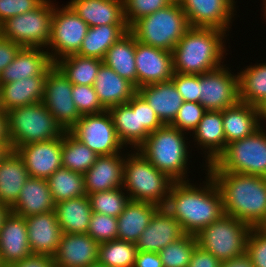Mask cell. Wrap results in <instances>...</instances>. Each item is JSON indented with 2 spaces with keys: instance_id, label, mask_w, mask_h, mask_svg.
<instances>
[{
  "instance_id": "6da1fadb",
  "label": "cell",
  "mask_w": 266,
  "mask_h": 267,
  "mask_svg": "<svg viewBox=\"0 0 266 267\" xmlns=\"http://www.w3.org/2000/svg\"><path fill=\"white\" fill-rule=\"evenodd\" d=\"M206 174L202 187L189 180L174 182L163 206L186 234L196 235L224 215L221 192L212 176Z\"/></svg>"
},
{
  "instance_id": "7a4b0ae2",
  "label": "cell",
  "mask_w": 266,
  "mask_h": 267,
  "mask_svg": "<svg viewBox=\"0 0 266 267\" xmlns=\"http://www.w3.org/2000/svg\"><path fill=\"white\" fill-rule=\"evenodd\" d=\"M222 195L224 214L259 227L266 219V177L208 172Z\"/></svg>"
},
{
  "instance_id": "3957f363",
  "label": "cell",
  "mask_w": 266,
  "mask_h": 267,
  "mask_svg": "<svg viewBox=\"0 0 266 267\" xmlns=\"http://www.w3.org/2000/svg\"><path fill=\"white\" fill-rule=\"evenodd\" d=\"M225 36L220 29L190 27L172 50L174 72L201 75L222 66Z\"/></svg>"
},
{
  "instance_id": "277c9868",
  "label": "cell",
  "mask_w": 266,
  "mask_h": 267,
  "mask_svg": "<svg viewBox=\"0 0 266 267\" xmlns=\"http://www.w3.org/2000/svg\"><path fill=\"white\" fill-rule=\"evenodd\" d=\"M184 134L187 135L171 125H163L151 132L136 150L173 181H188L187 163L190 154L189 143L185 141L188 139Z\"/></svg>"
},
{
  "instance_id": "5b68a950",
  "label": "cell",
  "mask_w": 266,
  "mask_h": 267,
  "mask_svg": "<svg viewBox=\"0 0 266 267\" xmlns=\"http://www.w3.org/2000/svg\"><path fill=\"white\" fill-rule=\"evenodd\" d=\"M174 182L137 150L125 154L122 188L130 200L163 207Z\"/></svg>"
},
{
  "instance_id": "8992f818",
  "label": "cell",
  "mask_w": 266,
  "mask_h": 267,
  "mask_svg": "<svg viewBox=\"0 0 266 267\" xmlns=\"http://www.w3.org/2000/svg\"><path fill=\"white\" fill-rule=\"evenodd\" d=\"M189 28L185 12L174 0L167 7L137 20L129 31L142 44L172 52Z\"/></svg>"
},
{
  "instance_id": "52a82bcc",
  "label": "cell",
  "mask_w": 266,
  "mask_h": 267,
  "mask_svg": "<svg viewBox=\"0 0 266 267\" xmlns=\"http://www.w3.org/2000/svg\"><path fill=\"white\" fill-rule=\"evenodd\" d=\"M7 123L11 150L25 144L61 138L65 133L43 102L9 110Z\"/></svg>"
},
{
  "instance_id": "ba28073f",
  "label": "cell",
  "mask_w": 266,
  "mask_h": 267,
  "mask_svg": "<svg viewBox=\"0 0 266 267\" xmlns=\"http://www.w3.org/2000/svg\"><path fill=\"white\" fill-rule=\"evenodd\" d=\"M261 126L252 135L226 145L206 172H233L266 177V130Z\"/></svg>"
},
{
  "instance_id": "9c48e42d",
  "label": "cell",
  "mask_w": 266,
  "mask_h": 267,
  "mask_svg": "<svg viewBox=\"0 0 266 267\" xmlns=\"http://www.w3.org/2000/svg\"><path fill=\"white\" fill-rule=\"evenodd\" d=\"M252 227L224 214L196 234L198 245L221 262L246 253V241Z\"/></svg>"
},
{
  "instance_id": "30bf717a",
  "label": "cell",
  "mask_w": 266,
  "mask_h": 267,
  "mask_svg": "<svg viewBox=\"0 0 266 267\" xmlns=\"http://www.w3.org/2000/svg\"><path fill=\"white\" fill-rule=\"evenodd\" d=\"M55 3L45 0L32 11L8 18L0 25L1 36L21 47L47 48Z\"/></svg>"
},
{
  "instance_id": "8fae6325",
  "label": "cell",
  "mask_w": 266,
  "mask_h": 267,
  "mask_svg": "<svg viewBox=\"0 0 266 267\" xmlns=\"http://www.w3.org/2000/svg\"><path fill=\"white\" fill-rule=\"evenodd\" d=\"M88 29L89 25L68 3L66 6H62V8L55 6L50 40L46 49L52 63L54 64L66 56L77 54L83 39L87 35Z\"/></svg>"
},
{
  "instance_id": "7c38bea8",
  "label": "cell",
  "mask_w": 266,
  "mask_h": 267,
  "mask_svg": "<svg viewBox=\"0 0 266 267\" xmlns=\"http://www.w3.org/2000/svg\"><path fill=\"white\" fill-rule=\"evenodd\" d=\"M69 132L98 156L122 153L123 143L118 138L107 110L82 115Z\"/></svg>"
},
{
  "instance_id": "4fadbf2b",
  "label": "cell",
  "mask_w": 266,
  "mask_h": 267,
  "mask_svg": "<svg viewBox=\"0 0 266 267\" xmlns=\"http://www.w3.org/2000/svg\"><path fill=\"white\" fill-rule=\"evenodd\" d=\"M73 84L54 65L47 73L43 103L64 131L81 118L72 98Z\"/></svg>"
},
{
  "instance_id": "5bb4252c",
  "label": "cell",
  "mask_w": 266,
  "mask_h": 267,
  "mask_svg": "<svg viewBox=\"0 0 266 267\" xmlns=\"http://www.w3.org/2000/svg\"><path fill=\"white\" fill-rule=\"evenodd\" d=\"M226 64L200 75V104L207 111H222L239 101L238 72Z\"/></svg>"
},
{
  "instance_id": "9a60e30c",
  "label": "cell",
  "mask_w": 266,
  "mask_h": 267,
  "mask_svg": "<svg viewBox=\"0 0 266 267\" xmlns=\"http://www.w3.org/2000/svg\"><path fill=\"white\" fill-rule=\"evenodd\" d=\"M190 27L215 28L229 32L234 14L235 0H177ZM230 26V27H229Z\"/></svg>"
},
{
  "instance_id": "2e32d148",
  "label": "cell",
  "mask_w": 266,
  "mask_h": 267,
  "mask_svg": "<svg viewBox=\"0 0 266 267\" xmlns=\"http://www.w3.org/2000/svg\"><path fill=\"white\" fill-rule=\"evenodd\" d=\"M135 63L137 89L150 84L171 80L174 75L172 52L148 46L136 40Z\"/></svg>"
},
{
  "instance_id": "e0dca14e",
  "label": "cell",
  "mask_w": 266,
  "mask_h": 267,
  "mask_svg": "<svg viewBox=\"0 0 266 267\" xmlns=\"http://www.w3.org/2000/svg\"><path fill=\"white\" fill-rule=\"evenodd\" d=\"M29 177L48 179L62 167V137L18 146Z\"/></svg>"
},
{
  "instance_id": "ac0fdd59",
  "label": "cell",
  "mask_w": 266,
  "mask_h": 267,
  "mask_svg": "<svg viewBox=\"0 0 266 267\" xmlns=\"http://www.w3.org/2000/svg\"><path fill=\"white\" fill-rule=\"evenodd\" d=\"M99 243L88 234L62 233L55 254L56 267H87L98 264Z\"/></svg>"
},
{
  "instance_id": "d6986e66",
  "label": "cell",
  "mask_w": 266,
  "mask_h": 267,
  "mask_svg": "<svg viewBox=\"0 0 266 267\" xmlns=\"http://www.w3.org/2000/svg\"><path fill=\"white\" fill-rule=\"evenodd\" d=\"M31 255L25 218L10 211L0 230V264L8 266Z\"/></svg>"
},
{
  "instance_id": "ffe728a7",
  "label": "cell",
  "mask_w": 266,
  "mask_h": 267,
  "mask_svg": "<svg viewBox=\"0 0 266 267\" xmlns=\"http://www.w3.org/2000/svg\"><path fill=\"white\" fill-rule=\"evenodd\" d=\"M185 234L181 224L164 207H160L137 239L135 246L138 251L158 253Z\"/></svg>"
},
{
  "instance_id": "44dd1931",
  "label": "cell",
  "mask_w": 266,
  "mask_h": 267,
  "mask_svg": "<svg viewBox=\"0 0 266 267\" xmlns=\"http://www.w3.org/2000/svg\"><path fill=\"white\" fill-rule=\"evenodd\" d=\"M32 254L53 256L58 248L62 230L55 211L25 218Z\"/></svg>"
},
{
  "instance_id": "7402d4cb",
  "label": "cell",
  "mask_w": 266,
  "mask_h": 267,
  "mask_svg": "<svg viewBox=\"0 0 266 267\" xmlns=\"http://www.w3.org/2000/svg\"><path fill=\"white\" fill-rule=\"evenodd\" d=\"M107 111L125 148L130 145L136 150L147 139L149 133L140 126L138 92L127 103L112 106Z\"/></svg>"
},
{
  "instance_id": "603a6c76",
  "label": "cell",
  "mask_w": 266,
  "mask_h": 267,
  "mask_svg": "<svg viewBox=\"0 0 266 267\" xmlns=\"http://www.w3.org/2000/svg\"><path fill=\"white\" fill-rule=\"evenodd\" d=\"M124 160L122 153L98 156L84 174L86 194L123 187Z\"/></svg>"
},
{
  "instance_id": "cb8c5ba5",
  "label": "cell",
  "mask_w": 266,
  "mask_h": 267,
  "mask_svg": "<svg viewBox=\"0 0 266 267\" xmlns=\"http://www.w3.org/2000/svg\"><path fill=\"white\" fill-rule=\"evenodd\" d=\"M53 66L47 50L22 47L14 60L1 72L0 85L32 76L47 75Z\"/></svg>"
},
{
  "instance_id": "d4e9b609",
  "label": "cell",
  "mask_w": 266,
  "mask_h": 267,
  "mask_svg": "<svg viewBox=\"0 0 266 267\" xmlns=\"http://www.w3.org/2000/svg\"><path fill=\"white\" fill-rule=\"evenodd\" d=\"M137 92L155 111L163 125H171L183 104L172 80L139 87Z\"/></svg>"
},
{
  "instance_id": "484cf974",
  "label": "cell",
  "mask_w": 266,
  "mask_h": 267,
  "mask_svg": "<svg viewBox=\"0 0 266 267\" xmlns=\"http://www.w3.org/2000/svg\"><path fill=\"white\" fill-rule=\"evenodd\" d=\"M47 75H37L0 85V108L5 112L16 107L43 101Z\"/></svg>"
},
{
  "instance_id": "4316f807",
  "label": "cell",
  "mask_w": 266,
  "mask_h": 267,
  "mask_svg": "<svg viewBox=\"0 0 266 267\" xmlns=\"http://www.w3.org/2000/svg\"><path fill=\"white\" fill-rule=\"evenodd\" d=\"M11 212L24 218L55 211V202L47 179L29 177L19 193Z\"/></svg>"
},
{
  "instance_id": "83f0119b",
  "label": "cell",
  "mask_w": 266,
  "mask_h": 267,
  "mask_svg": "<svg viewBox=\"0 0 266 267\" xmlns=\"http://www.w3.org/2000/svg\"><path fill=\"white\" fill-rule=\"evenodd\" d=\"M192 135L200 150L204 149L205 167L212 164L227 145L222 111H206Z\"/></svg>"
},
{
  "instance_id": "f1b7e54d",
  "label": "cell",
  "mask_w": 266,
  "mask_h": 267,
  "mask_svg": "<svg viewBox=\"0 0 266 267\" xmlns=\"http://www.w3.org/2000/svg\"><path fill=\"white\" fill-rule=\"evenodd\" d=\"M93 86L99 102L106 110L127 103L137 93V88L131 82L104 63L99 68Z\"/></svg>"
},
{
  "instance_id": "f546056e",
  "label": "cell",
  "mask_w": 266,
  "mask_h": 267,
  "mask_svg": "<svg viewBox=\"0 0 266 267\" xmlns=\"http://www.w3.org/2000/svg\"><path fill=\"white\" fill-rule=\"evenodd\" d=\"M68 4L89 27L127 24L123 0H70Z\"/></svg>"
},
{
  "instance_id": "4dcf8cb0",
  "label": "cell",
  "mask_w": 266,
  "mask_h": 267,
  "mask_svg": "<svg viewBox=\"0 0 266 267\" xmlns=\"http://www.w3.org/2000/svg\"><path fill=\"white\" fill-rule=\"evenodd\" d=\"M226 144L252 135L261 127L256 106L238 101L222 110Z\"/></svg>"
},
{
  "instance_id": "1f68e13d",
  "label": "cell",
  "mask_w": 266,
  "mask_h": 267,
  "mask_svg": "<svg viewBox=\"0 0 266 267\" xmlns=\"http://www.w3.org/2000/svg\"><path fill=\"white\" fill-rule=\"evenodd\" d=\"M28 178L23 159L11 150L0 161V203L11 208Z\"/></svg>"
},
{
  "instance_id": "d6a6232c",
  "label": "cell",
  "mask_w": 266,
  "mask_h": 267,
  "mask_svg": "<svg viewBox=\"0 0 266 267\" xmlns=\"http://www.w3.org/2000/svg\"><path fill=\"white\" fill-rule=\"evenodd\" d=\"M159 208L151 203L130 200L117 217V239L135 244Z\"/></svg>"
},
{
  "instance_id": "836d02e7",
  "label": "cell",
  "mask_w": 266,
  "mask_h": 267,
  "mask_svg": "<svg viewBox=\"0 0 266 267\" xmlns=\"http://www.w3.org/2000/svg\"><path fill=\"white\" fill-rule=\"evenodd\" d=\"M55 212L62 233L87 234L93 213L87 195L56 203Z\"/></svg>"
},
{
  "instance_id": "e575fe53",
  "label": "cell",
  "mask_w": 266,
  "mask_h": 267,
  "mask_svg": "<svg viewBox=\"0 0 266 267\" xmlns=\"http://www.w3.org/2000/svg\"><path fill=\"white\" fill-rule=\"evenodd\" d=\"M103 63L137 88L135 36L130 31L107 50Z\"/></svg>"
},
{
  "instance_id": "d590c367",
  "label": "cell",
  "mask_w": 266,
  "mask_h": 267,
  "mask_svg": "<svg viewBox=\"0 0 266 267\" xmlns=\"http://www.w3.org/2000/svg\"><path fill=\"white\" fill-rule=\"evenodd\" d=\"M128 31L127 24L89 27L77 54L83 57H95L103 60L107 50Z\"/></svg>"
},
{
  "instance_id": "8d00e7d4",
  "label": "cell",
  "mask_w": 266,
  "mask_h": 267,
  "mask_svg": "<svg viewBox=\"0 0 266 267\" xmlns=\"http://www.w3.org/2000/svg\"><path fill=\"white\" fill-rule=\"evenodd\" d=\"M103 60L78 54L59 59L54 65L73 85L93 86Z\"/></svg>"
},
{
  "instance_id": "74e56055",
  "label": "cell",
  "mask_w": 266,
  "mask_h": 267,
  "mask_svg": "<svg viewBox=\"0 0 266 267\" xmlns=\"http://www.w3.org/2000/svg\"><path fill=\"white\" fill-rule=\"evenodd\" d=\"M238 72L239 101L258 106L266 98V63Z\"/></svg>"
},
{
  "instance_id": "f35d334b",
  "label": "cell",
  "mask_w": 266,
  "mask_h": 267,
  "mask_svg": "<svg viewBox=\"0 0 266 267\" xmlns=\"http://www.w3.org/2000/svg\"><path fill=\"white\" fill-rule=\"evenodd\" d=\"M50 192L56 203L85 196L84 175L68 168L57 169L48 179Z\"/></svg>"
},
{
  "instance_id": "ab89813d",
  "label": "cell",
  "mask_w": 266,
  "mask_h": 267,
  "mask_svg": "<svg viewBox=\"0 0 266 267\" xmlns=\"http://www.w3.org/2000/svg\"><path fill=\"white\" fill-rule=\"evenodd\" d=\"M98 155L75 138L69 131L62 136V167L85 174L95 163Z\"/></svg>"
},
{
  "instance_id": "60d3db41",
  "label": "cell",
  "mask_w": 266,
  "mask_h": 267,
  "mask_svg": "<svg viewBox=\"0 0 266 267\" xmlns=\"http://www.w3.org/2000/svg\"><path fill=\"white\" fill-rule=\"evenodd\" d=\"M137 253L134 243L123 240L99 243L98 264L105 267H134Z\"/></svg>"
},
{
  "instance_id": "b9f144b4",
  "label": "cell",
  "mask_w": 266,
  "mask_h": 267,
  "mask_svg": "<svg viewBox=\"0 0 266 267\" xmlns=\"http://www.w3.org/2000/svg\"><path fill=\"white\" fill-rule=\"evenodd\" d=\"M198 246L196 235L185 234L160 250L163 267H188L194 249Z\"/></svg>"
},
{
  "instance_id": "7bdbcfd3",
  "label": "cell",
  "mask_w": 266,
  "mask_h": 267,
  "mask_svg": "<svg viewBox=\"0 0 266 267\" xmlns=\"http://www.w3.org/2000/svg\"><path fill=\"white\" fill-rule=\"evenodd\" d=\"M93 212L118 217L130 201L122 187L87 195Z\"/></svg>"
},
{
  "instance_id": "ee69618b",
  "label": "cell",
  "mask_w": 266,
  "mask_h": 267,
  "mask_svg": "<svg viewBox=\"0 0 266 267\" xmlns=\"http://www.w3.org/2000/svg\"><path fill=\"white\" fill-rule=\"evenodd\" d=\"M124 17L130 28L137 20L167 7L174 0H123Z\"/></svg>"
},
{
  "instance_id": "f6af8a7d",
  "label": "cell",
  "mask_w": 266,
  "mask_h": 267,
  "mask_svg": "<svg viewBox=\"0 0 266 267\" xmlns=\"http://www.w3.org/2000/svg\"><path fill=\"white\" fill-rule=\"evenodd\" d=\"M118 220L116 217L93 212L87 234L96 242L103 243L117 239Z\"/></svg>"
},
{
  "instance_id": "bcb514c9",
  "label": "cell",
  "mask_w": 266,
  "mask_h": 267,
  "mask_svg": "<svg viewBox=\"0 0 266 267\" xmlns=\"http://www.w3.org/2000/svg\"><path fill=\"white\" fill-rule=\"evenodd\" d=\"M72 98L81 116L97 114L106 110L99 102L94 86L73 85Z\"/></svg>"
},
{
  "instance_id": "7dc6e473",
  "label": "cell",
  "mask_w": 266,
  "mask_h": 267,
  "mask_svg": "<svg viewBox=\"0 0 266 267\" xmlns=\"http://www.w3.org/2000/svg\"><path fill=\"white\" fill-rule=\"evenodd\" d=\"M206 111L200 103L183 102L171 126L187 134L194 132Z\"/></svg>"
},
{
  "instance_id": "c3c4849f",
  "label": "cell",
  "mask_w": 266,
  "mask_h": 267,
  "mask_svg": "<svg viewBox=\"0 0 266 267\" xmlns=\"http://www.w3.org/2000/svg\"><path fill=\"white\" fill-rule=\"evenodd\" d=\"M246 254L254 267H266V233L252 227L246 241Z\"/></svg>"
},
{
  "instance_id": "681fc988",
  "label": "cell",
  "mask_w": 266,
  "mask_h": 267,
  "mask_svg": "<svg viewBox=\"0 0 266 267\" xmlns=\"http://www.w3.org/2000/svg\"><path fill=\"white\" fill-rule=\"evenodd\" d=\"M171 80L184 102H200V75L174 72Z\"/></svg>"
},
{
  "instance_id": "f907efd6",
  "label": "cell",
  "mask_w": 266,
  "mask_h": 267,
  "mask_svg": "<svg viewBox=\"0 0 266 267\" xmlns=\"http://www.w3.org/2000/svg\"><path fill=\"white\" fill-rule=\"evenodd\" d=\"M45 0H0V25L8 18L39 7Z\"/></svg>"
},
{
  "instance_id": "816d5d0a",
  "label": "cell",
  "mask_w": 266,
  "mask_h": 267,
  "mask_svg": "<svg viewBox=\"0 0 266 267\" xmlns=\"http://www.w3.org/2000/svg\"><path fill=\"white\" fill-rule=\"evenodd\" d=\"M139 118L142 126L149 134L163 126V123L157 117L155 111L139 94Z\"/></svg>"
},
{
  "instance_id": "f5cc1de1",
  "label": "cell",
  "mask_w": 266,
  "mask_h": 267,
  "mask_svg": "<svg viewBox=\"0 0 266 267\" xmlns=\"http://www.w3.org/2000/svg\"><path fill=\"white\" fill-rule=\"evenodd\" d=\"M221 263L212 253L203 250L198 245L194 249L188 267H220Z\"/></svg>"
},
{
  "instance_id": "db71d44e",
  "label": "cell",
  "mask_w": 266,
  "mask_h": 267,
  "mask_svg": "<svg viewBox=\"0 0 266 267\" xmlns=\"http://www.w3.org/2000/svg\"><path fill=\"white\" fill-rule=\"evenodd\" d=\"M22 47L0 35V74L14 60Z\"/></svg>"
},
{
  "instance_id": "11a10c76",
  "label": "cell",
  "mask_w": 266,
  "mask_h": 267,
  "mask_svg": "<svg viewBox=\"0 0 266 267\" xmlns=\"http://www.w3.org/2000/svg\"><path fill=\"white\" fill-rule=\"evenodd\" d=\"M8 267H56L53 257L48 255L32 254L22 261L8 265Z\"/></svg>"
},
{
  "instance_id": "9f6ffc18",
  "label": "cell",
  "mask_w": 266,
  "mask_h": 267,
  "mask_svg": "<svg viewBox=\"0 0 266 267\" xmlns=\"http://www.w3.org/2000/svg\"><path fill=\"white\" fill-rule=\"evenodd\" d=\"M134 267H163L159 253L138 251Z\"/></svg>"
},
{
  "instance_id": "6f0895ef",
  "label": "cell",
  "mask_w": 266,
  "mask_h": 267,
  "mask_svg": "<svg viewBox=\"0 0 266 267\" xmlns=\"http://www.w3.org/2000/svg\"><path fill=\"white\" fill-rule=\"evenodd\" d=\"M220 267H254L250 257L245 253L231 260L223 261Z\"/></svg>"
},
{
  "instance_id": "680465c9",
  "label": "cell",
  "mask_w": 266,
  "mask_h": 267,
  "mask_svg": "<svg viewBox=\"0 0 266 267\" xmlns=\"http://www.w3.org/2000/svg\"><path fill=\"white\" fill-rule=\"evenodd\" d=\"M0 142H10L8 135L7 112L0 108Z\"/></svg>"
},
{
  "instance_id": "91938a15",
  "label": "cell",
  "mask_w": 266,
  "mask_h": 267,
  "mask_svg": "<svg viewBox=\"0 0 266 267\" xmlns=\"http://www.w3.org/2000/svg\"><path fill=\"white\" fill-rule=\"evenodd\" d=\"M257 109H258L259 121L260 123H262L261 124L262 126L263 122L266 120V98L257 106Z\"/></svg>"
},
{
  "instance_id": "94428289",
  "label": "cell",
  "mask_w": 266,
  "mask_h": 267,
  "mask_svg": "<svg viewBox=\"0 0 266 267\" xmlns=\"http://www.w3.org/2000/svg\"><path fill=\"white\" fill-rule=\"evenodd\" d=\"M11 151L10 142H0V161Z\"/></svg>"
},
{
  "instance_id": "6125c7cd",
  "label": "cell",
  "mask_w": 266,
  "mask_h": 267,
  "mask_svg": "<svg viewBox=\"0 0 266 267\" xmlns=\"http://www.w3.org/2000/svg\"><path fill=\"white\" fill-rule=\"evenodd\" d=\"M10 211L11 209L8 206L0 203V230H1L5 217L9 214Z\"/></svg>"
},
{
  "instance_id": "be15d7a7",
  "label": "cell",
  "mask_w": 266,
  "mask_h": 267,
  "mask_svg": "<svg viewBox=\"0 0 266 267\" xmlns=\"http://www.w3.org/2000/svg\"><path fill=\"white\" fill-rule=\"evenodd\" d=\"M259 228L266 233V219L260 224Z\"/></svg>"
},
{
  "instance_id": "e7e4bbea",
  "label": "cell",
  "mask_w": 266,
  "mask_h": 267,
  "mask_svg": "<svg viewBox=\"0 0 266 267\" xmlns=\"http://www.w3.org/2000/svg\"><path fill=\"white\" fill-rule=\"evenodd\" d=\"M263 4H264V16H265V19H266V0H263Z\"/></svg>"
},
{
  "instance_id": "03108f58",
  "label": "cell",
  "mask_w": 266,
  "mask_h": 267,
  "mask_svg": "<svg viewBox=\"0 0 266 267\" xmlns=\"http://www.w3.org/2000/svg\"><path fill=\"white\" fill-rule=\"evenodd\" d=\"M87 267H105V266H102V265H99V264H95L93 266H87Z\"/></svg>"
},
{
  "instance_id": "003e7915",
  "label": "cell",
  "mask_w": 266,
  "mask_h": 267,
  "mask_svg": "<svg viewBox=\"0 0 266 267\" xmlns=\"http://www.w3.org/2000/svg\"><path fill=\"white\" fill-rule=\"evenodd\" d=\"M0 267H8V266H7V265H1V264H0Z\"/></svg>"
}]
</instances>
